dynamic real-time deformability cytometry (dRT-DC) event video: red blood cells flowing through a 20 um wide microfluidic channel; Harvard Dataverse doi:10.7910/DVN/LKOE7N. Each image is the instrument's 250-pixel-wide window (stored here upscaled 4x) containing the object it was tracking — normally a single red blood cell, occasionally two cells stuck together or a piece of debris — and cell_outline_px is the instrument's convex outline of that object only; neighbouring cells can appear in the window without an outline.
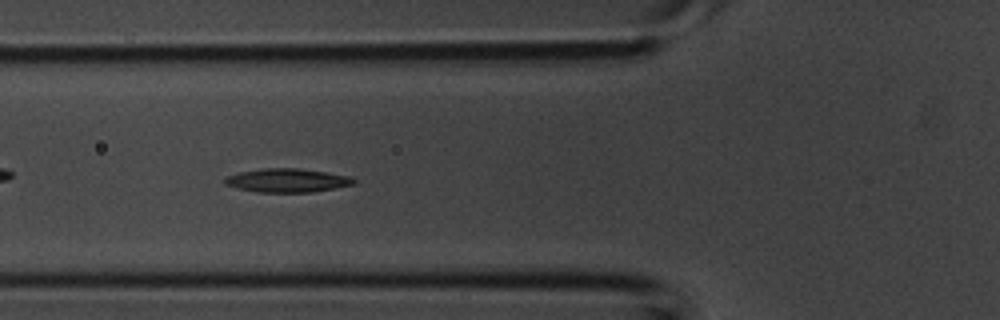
{"species": "common noctule bat (a hibernating species)", "species_latin": "Nyctalus noctula", "temperature_condition": "room temperature", "stored_images_in_passage": 41, "camera_frame_rate_fps": 3000, "um_per_image_px": 0.085, "animal": {"sex": "male", "body_mass_g": 20.1, "forearm_length_mm": 53.5}, "frame": {"image": 1, "passage_image": 16, "time_ms": 5.0, "image_size_px": [1000, 320], "cell_outline_px": [[356, 184], [312, 192], [256, 192], [236, 188], [224, 184], [224, 176], [240, 172], [260, 168], [300, 168], [352, 176], [356, 180]], "centroid_in_image_um": [24.4, 15.33], "position_along_channel_um": 101.4, "area_um2": 18.03}}
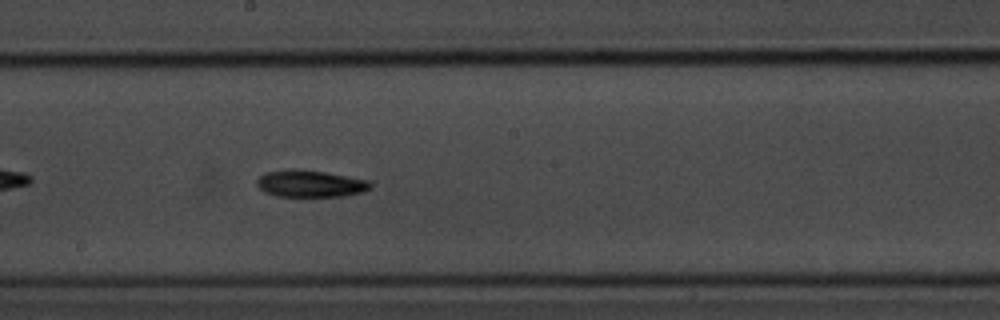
{"frame": {"image": 2, "passage_image": 23, "time_ms": 7.333, "image_size_px": [1000, 320], "cell_outline_px": [[372, 188], [364, 192], [344, 196], [276, 196], [264, 192], [256, 184], [256, 180], [264, 172], [292, 168], [296, 168], [324, 172], [368, 180], [372, 184]], "centroid_in_image_um": [26.36, 15.6], "position_along_channel_um": 221.8, "area_um2": 17.98}}
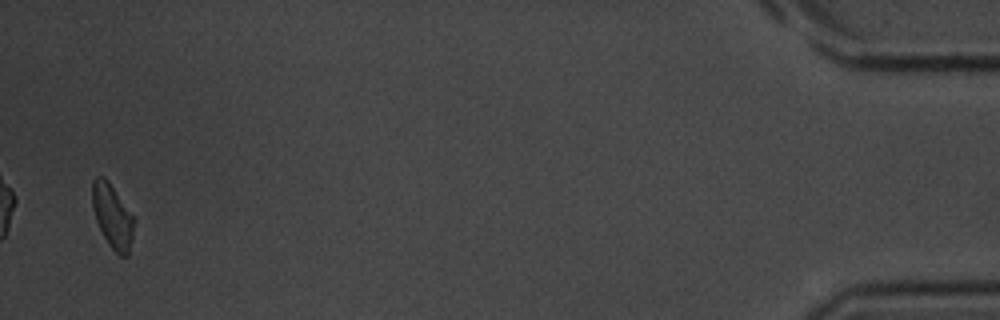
{"frame": {"image": 3, "passage_image": 40, "time_ms": 13.0, "image_size_px": [1000, 320], "cell_outline_px": [[132, 236], [128, 256], [120, 256], [108, 244], [96, 220], [92, 204], [92, 180], [96, 176], [104, 176], [108, 180], [132, 216]], "centroid_in_image_um": [9.51, 18.35], "position_along_channel_um": 425.7, "area_um2": 15.03}}